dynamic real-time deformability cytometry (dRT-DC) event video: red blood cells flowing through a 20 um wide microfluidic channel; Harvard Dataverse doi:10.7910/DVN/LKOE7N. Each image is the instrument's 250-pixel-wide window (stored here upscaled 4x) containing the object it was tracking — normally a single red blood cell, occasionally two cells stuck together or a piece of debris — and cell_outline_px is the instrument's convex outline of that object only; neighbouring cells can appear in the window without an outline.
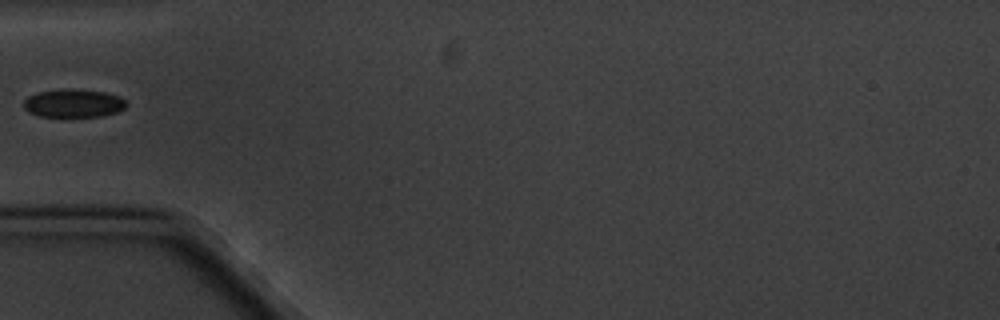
{"species": "common noctule bat (a hibernating species)", "species_latin": "Nyctalus noctula", "temperature_condition": "cold", "stored_images_in_passage": 8, "camera_frame_rate_fps": 3000, "um_per_image_px": 0.085, "animal": {"sex": "male", "body_mass_g": 20.1, "forearm_length_mm": 53.5}, "frame": {"image": 1, "passage_image": 2, "time_ms": 1.333, "image_size_px": [1000, 320], "cell_outline_px": [[128, 104], [124, 108], [116, 112], [100, 116], [40, 116], [28, 112], [24, 108], [24, 100], [28, 96], [40, 92], [64, 88], [72, 88], [104, 92], [116, 96], [124, 100]], "centroid_in_image_um": [6.22, 8.77], "position_along_channel_um": 78.8, "area_um2": 16.7}}
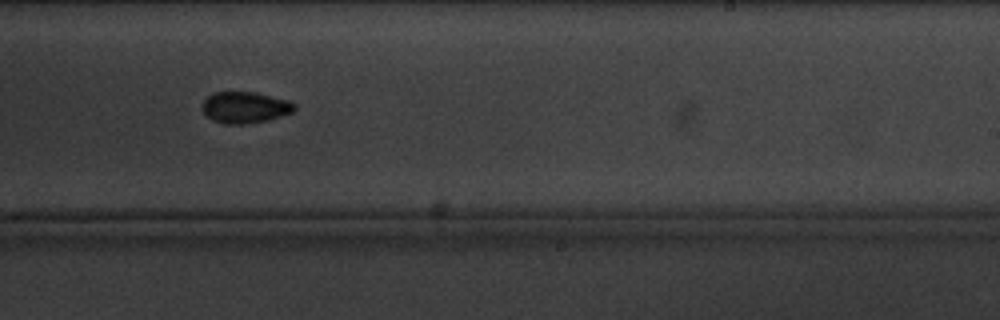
{"frame": {"image": 2, "passage_image": 7, "time_ms": 7.0, "image_size_px": [1000, 320], "cell_outline_px": [[296, 108], [292, 112], [268, 120], [248, 124], [228, 124], [212, 120], [200, 108], [200, 104], [212, 92], [256, 92], [288, 100], [296, 104]], "centroid_in_image_um": [20.81, 9.12], "position_along_channel_um": 268.2, "area_um2": 16.99}}